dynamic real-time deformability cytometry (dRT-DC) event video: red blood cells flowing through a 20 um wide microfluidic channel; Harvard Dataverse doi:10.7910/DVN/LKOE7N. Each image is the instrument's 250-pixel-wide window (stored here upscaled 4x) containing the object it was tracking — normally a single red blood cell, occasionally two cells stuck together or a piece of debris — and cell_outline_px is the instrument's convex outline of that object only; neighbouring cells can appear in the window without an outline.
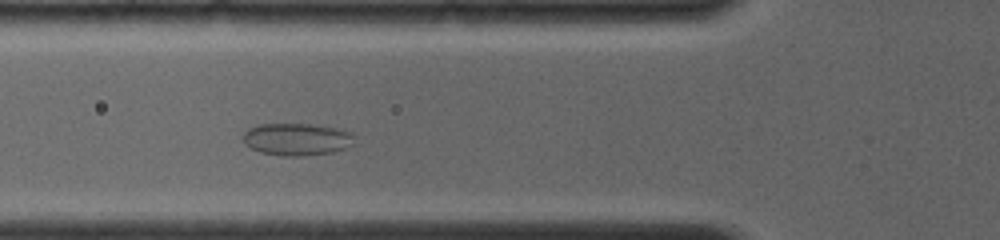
{"species": "common noctule bat (a hibernating species)", "species_latin": "Nyctalus noctula", "temperature_condition": "room temperature", "stored_images_in_passage": 5, "camera_frame_rate_fps": 4000, "um_per_image_px": 0.085, "animal": {"sex": "female", "body_mass_g": 19.0, "forearm_length_mm": 56.7}, "frame": {"image": 1, "passage_image": 4, "time_ms": 2.75, "image_size_px": [1000, 240], "cell_outline_px": [[352, 144], [348, 148], [332, 152], [304, 156], [284, 156], [260, 152], [244, 144], [244, 132], [248, 128], [256, 124], [308, 124], [332, 128], [352, 132]], "centroid_in_image_um": [25.19, 11.84], "position_along_channel_um": 100.6, "area_um2": 20.81}}
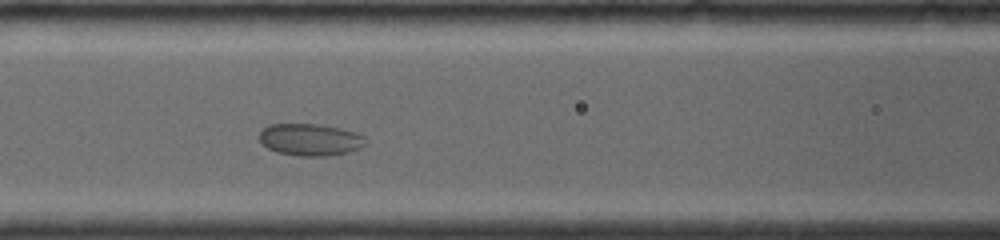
{"frame": {"image": 2, "passage_image": 5, "time_ms": 3.75, "image_size_px": [1000, 240], "cell_outline_px": [[368, 144], [360, 148], [348, 152], [328, 156], [300, 156], [276, 152], [268, 148], [260, 140], [260, 132], [268, 124], [316, 124], [340, 128], [356, 132], [364, 136], [368, 140]], "centroid_in_image_um": [26.42, 11.87], "position_along_channel_um": 140.2, "area_um2": 19.94}}